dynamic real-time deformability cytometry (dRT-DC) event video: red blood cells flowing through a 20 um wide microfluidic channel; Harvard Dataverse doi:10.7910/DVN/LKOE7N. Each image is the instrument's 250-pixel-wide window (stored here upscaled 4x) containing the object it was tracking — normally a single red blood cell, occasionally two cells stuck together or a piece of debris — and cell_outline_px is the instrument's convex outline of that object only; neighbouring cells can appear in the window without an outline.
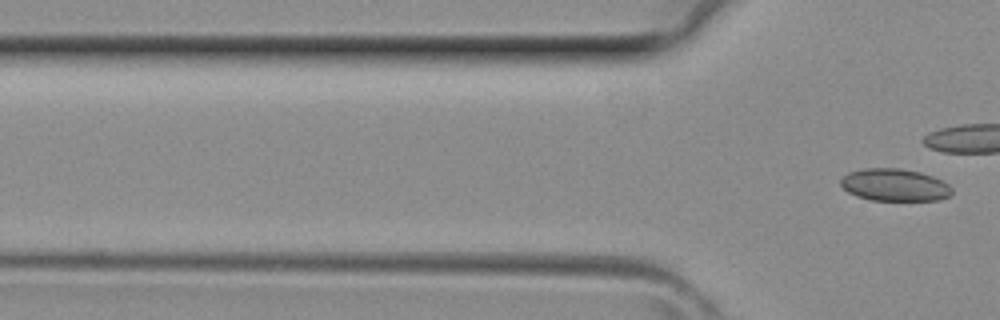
{"species": "common noctule bat (a hibernating species)", "species_latin": "Nyctalus noctula", "temperature_condition": "room temperature", "stored_images_in_passage": 4, "camera_frame_rate_fps": 3000, "um_per_image_px": 0.085, "animal": {"sex": "female", "body_mass_g": 29.2, "forearm_length_mm": 56.3}, "frame": {"image": 1, "passage_image": 4, "time_ms": 1.0, "image_size_px": [1000, 320], "cell_outline_px": [[952, 196], [940, 200], [872, 200], [856, 196], [848, 192], [840, 184], [840, 180], [848, 172], [864, 168], [900, 168], [920, 172], [932, 176], [948, 184], [952, 188]], "centroid_in_image_um": [76.05, 15.72], "position_along_channel_um": 49.7, "area_um2": 21.04}}